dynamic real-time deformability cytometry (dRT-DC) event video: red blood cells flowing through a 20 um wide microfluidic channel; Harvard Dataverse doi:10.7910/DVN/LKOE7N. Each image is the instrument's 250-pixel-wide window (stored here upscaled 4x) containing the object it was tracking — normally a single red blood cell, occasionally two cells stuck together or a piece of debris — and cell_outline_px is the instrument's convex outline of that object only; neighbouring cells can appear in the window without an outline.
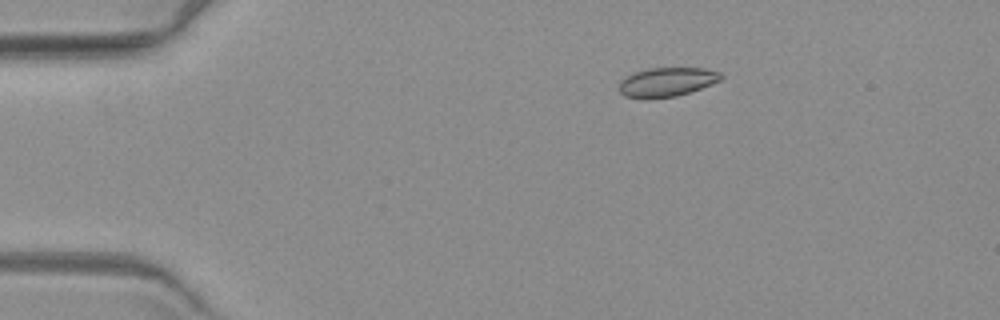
{"species": "common noctule bat (a hibernating species)", "species_latin": "Nyctalus noctula", "temperature_condition": "warm", "stored_images_in_passage": 5, "camera_frame_rate_fps": 3000, "um_per_image_px": 0.085, "animal": {"sex": "female", "body_mass_g": 19.3, "forearm_length_mm": 54.1}, "frame": {"image": 1, "passage_image": 3, "time_ms": 2.333, "image_size_px": [1000, 320], "cell_outline_px": [[724, 76], [720, 80], [700, 88], [676, 96], [624, 96], [620, 92], [620, 80], [636, 72], [648, 68], [704, 68], [720, 72]], "centroid_in_image_um": [56.73, 6.93], "position_along_channel_um": 28.3, "area_um2": 16.53}}